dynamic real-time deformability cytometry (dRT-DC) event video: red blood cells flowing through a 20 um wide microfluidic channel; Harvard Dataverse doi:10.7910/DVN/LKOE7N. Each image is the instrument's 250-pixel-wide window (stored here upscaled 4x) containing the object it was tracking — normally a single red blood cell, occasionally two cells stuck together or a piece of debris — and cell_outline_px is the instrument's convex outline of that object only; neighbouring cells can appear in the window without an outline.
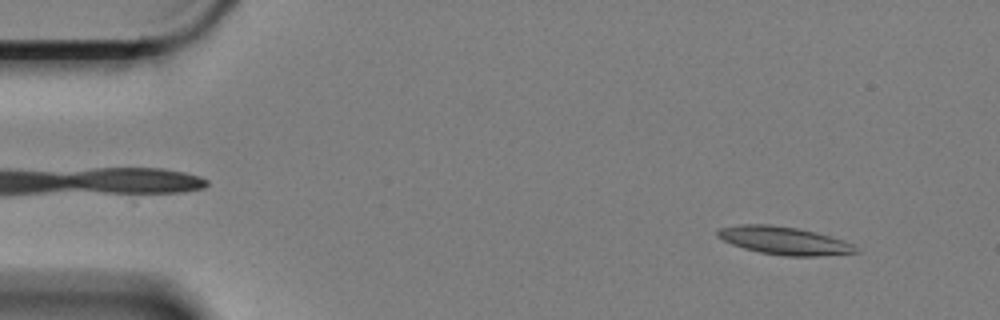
{"species": "Egyptian fruit bat (a non-hibernating species)", "species_latin": "Rousettus aegyptiacus", "temperature_condition": "cold", "stored_images_in_passage": 58, "camera_frame_rate_fps": 3000, "um_per_image_px": 0.085, "animal": {"sex": "female"}, "frame": {"image": 1, "passage_image": 4, "time_ms": 1.0, "image_size_px": [1000, 320], "cell_outline_px": [[860, 252], [816, 256], [788, 256], [760, 252], [744, 248], [732, 244], [716, 236], [716, 232], [720, 228], [740, 224], [768, 224], [796, 228], [828, 236], [852, 244]], "centroid_in_image_um": [66.59, 20.45], "position_along_channel_um": 18.4, "area_um2": 21.96}}
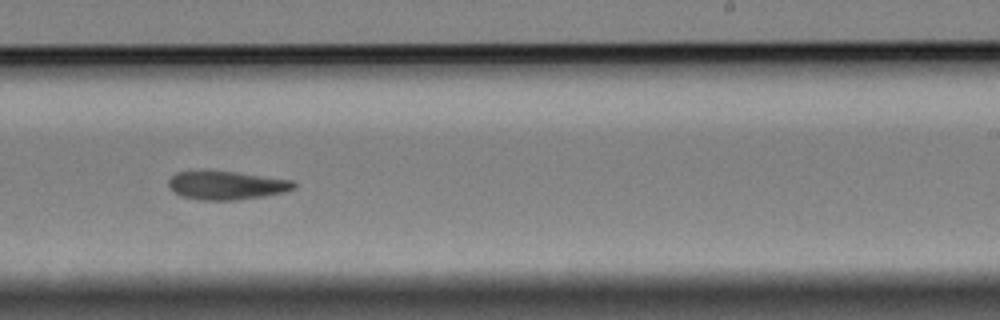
{"frame": {"image": 2, "passage_image": 35, "time_ms": 11.333, "image_size_px": [1000, 320], "cell_outline_px": [[296, 188], [284, 192], [264, 196], [236, 200], [204, 200], [180, 196], [172, 192], [168, 188], [168, 180], [176, 172], [200, 168], [208, 168], [292, 180], [296, 184]], "centroid_in_image_um": [19.16, 15.71], "position_along_channel_um": 269.8, "area_um2": 21.62}}
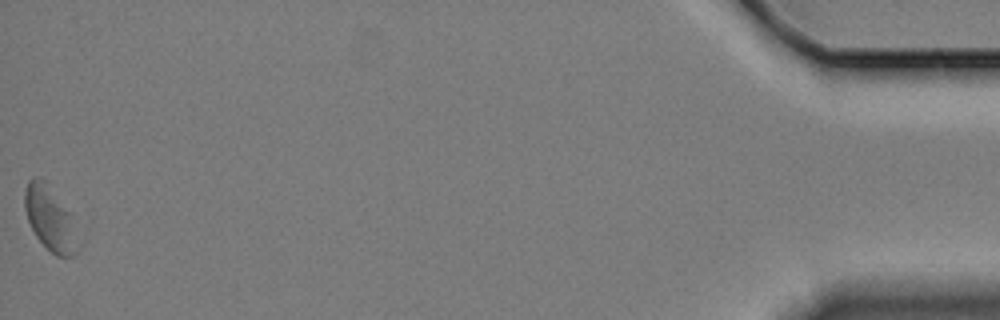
{"frame": {"image": 3, "passage_image": 58, "time_ms": 19.0, "image_size_px": [1000, 320], "cell_outline_px": [[80, 248], [72, 256], [56, 256], [36, 236], [28, 220], [24, 208], [24, 192], [28, 180], [32, 176], [40, 176], [44, 180], [68, 212], [80, 244]], "centroid_in_image_um": [4.22, 18.58], "position_along_channel_um": 431.0, "area_um2": 19.48}, "authors_computed_cell_mechanics": {"area_um2": 21.2415, "velocity_mm_per_s": 3.3211, "shape_relaxation_time_tau1_ms": 11.3589, "shape_relaxation_time_tau2_ms": 8.4321, "deformation_change_tau1": 0.2083, "deformation_change_tau2": 0.1748}}